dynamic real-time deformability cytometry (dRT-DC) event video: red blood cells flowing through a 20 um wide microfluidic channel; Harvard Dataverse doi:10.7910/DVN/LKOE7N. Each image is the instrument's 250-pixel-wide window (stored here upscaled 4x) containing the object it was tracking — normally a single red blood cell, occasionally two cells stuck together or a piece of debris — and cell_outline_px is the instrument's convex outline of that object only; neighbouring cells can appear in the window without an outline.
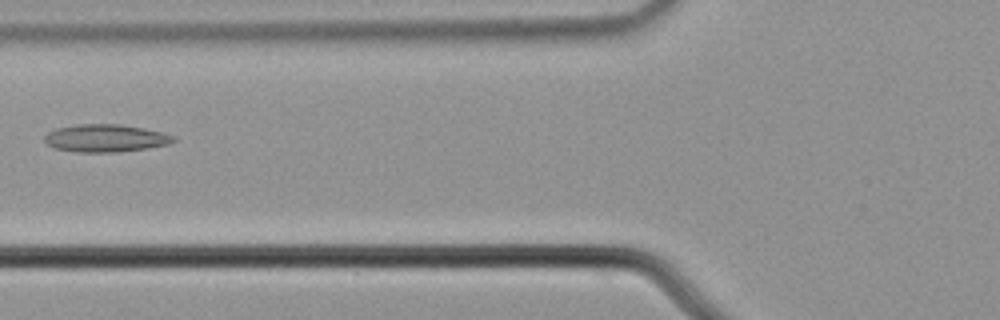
{"species": "common noctule bat (a hibernating species)", "species_latin": "Nyctalus noctula", "temperature_condition": "cold", "stored_images_in_passage": 6, "camera_frame_rate_fps": 3000, "um_per_image_px": 0.085, "animal": {"sex": "male", "body_mass_g": 21.5, "forearm_length_mm": 52.0}, "frame": {"image": 1, "passage_image": 6, "time_ms": 1.667, "image_size_px": [1000, 320], "cell_outline_px": [[176, 140], [168, 144], [144, 148], [116, 152], [76, 152], [56, 148], [48, 144], [44, 140], [44, 136], [48, 132], [56, 128], [76, 124], [120, 124], [144, 128], [176, 136]], "centroid_in_image_um": [8.95, 11.73], "position_along_channel_um": 116.8, "area_um2": 20.63}}